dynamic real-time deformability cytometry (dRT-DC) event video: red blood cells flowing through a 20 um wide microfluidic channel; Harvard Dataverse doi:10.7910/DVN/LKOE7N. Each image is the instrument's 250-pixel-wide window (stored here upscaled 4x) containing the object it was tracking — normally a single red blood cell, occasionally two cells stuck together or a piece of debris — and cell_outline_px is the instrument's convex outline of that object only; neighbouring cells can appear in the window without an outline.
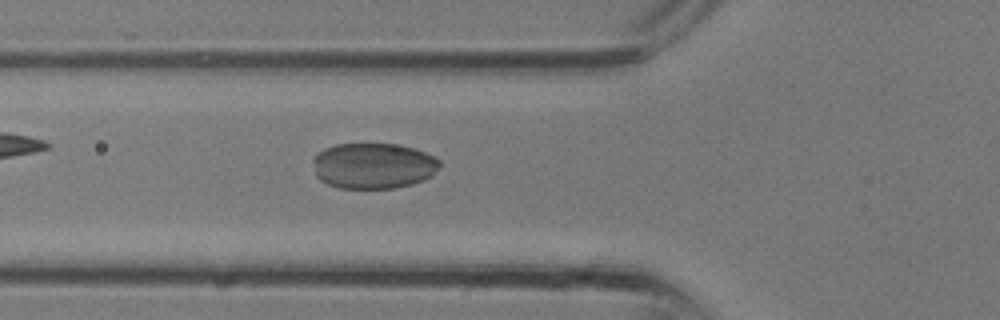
{"species": "common noctule bat (a hibernating species)", "species_latin": "Nyctalus noctula", "temperature_condition": "room temperature", "stored_images_in_passage": 30, "camera_frame_rate_fps": 3000, "um_per_image_px": 0.085, "animal": {"sex": "male", "body_mass_g": 13.3}, "frame": {"image": 1, "passage_image": 10, "time_ms": 3.0, "image_size_px": [1000, 320], "cell_outline_px": [[440, 164], [432, 176], [424, 180], [412, 184], [396, 188], [336, 188], [320, 180], [316, 176], [312, 160], [316, 152], [324, 148], [336, 144], [392, 144], [412, 148], [436, 156], [440, 160]], "centroid_in_image_um": [31.71, 14.1], "position_along_channel_um": 94.1, "area_um2": 34.04}}
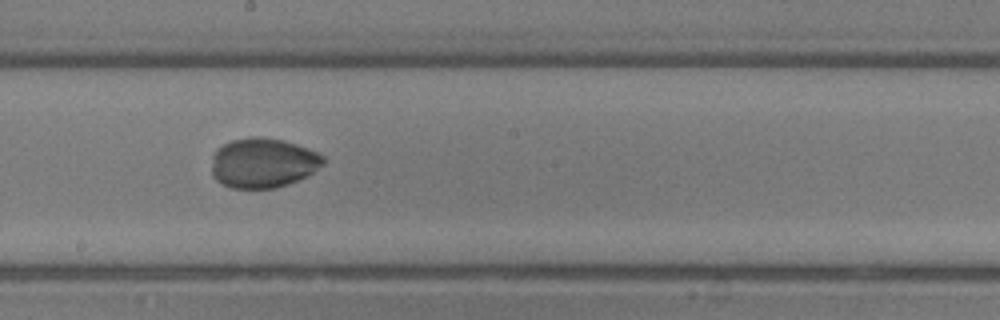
{"frame": {"image": 2, "passage_image": 16, "time_ms": 5.0, "image_size_px": [1000, 320], "cell_outline_px": [[324, 164], [308, 176], [288, 184], [276, 188], [232, 188], [216, 180], [212, 176], [212, 156], [216, 148], [232, 140], [248, 136], [256, 136], [284, 140], [308, 148], [324, 156]], "centroid_in_image_um": [22.35, 13.84], "position_along_channel_um": 225.8, "area_um2": 32.66}}
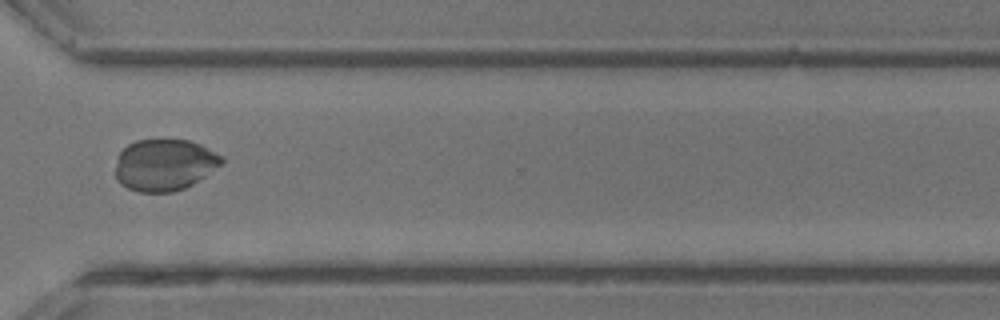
{"frame": {"image": 3, "passage_image": 22, "time_ms": 7.0, "image_size_px": [1000, 320], "cell_outline_px": [[224, 164], [192, 184], [184, 188], [172, 192], [140, 192], [128, 188], [120, 184], [116, 180], [116, 164], [120, 152], [128, 144], [136, 140], [188, 140], [200, 144], [224, 156]], "centroid_in_image_um": [14.0, 14.01], "position_along_channel_um": 356.6, "area_um2": 32.08}}